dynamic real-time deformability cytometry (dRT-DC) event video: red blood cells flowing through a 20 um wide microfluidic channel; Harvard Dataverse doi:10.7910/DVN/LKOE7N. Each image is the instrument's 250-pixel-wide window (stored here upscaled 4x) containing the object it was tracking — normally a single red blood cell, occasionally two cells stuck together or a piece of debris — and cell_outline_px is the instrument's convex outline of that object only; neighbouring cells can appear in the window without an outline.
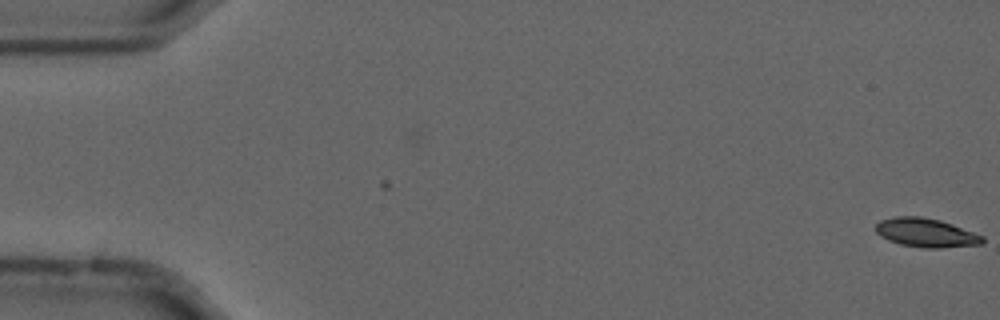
{"species": "common noctule bat (a hibernating species)", "species_latin": "Nyctalus noctula", "temperature_condition": "cold", "stored_images_in_passage": 57, "camera_frame_rate_fps": 3000, "um_per_image_px": 0.085, "animal": {"sex": "male", "forearm_length_mm": 52.5}, "frame": {"image": 1, "passage_image": 1, "time_ms": 0.0, "image_size_px": [1000, 320], "cell_outline_px": [[984, 244], [940, 248], [924, 248], [900, 244], [888, 240], [880, 236], [876, 232], [876, 224], [880, 220], [896, 216], [920, 216], [940, 220], [952, 224], [984, 236]], "centroid_in_image_um": [78.71, 19.78], "position_along_channel_um": 6.3, "area_um2": 18.03}}
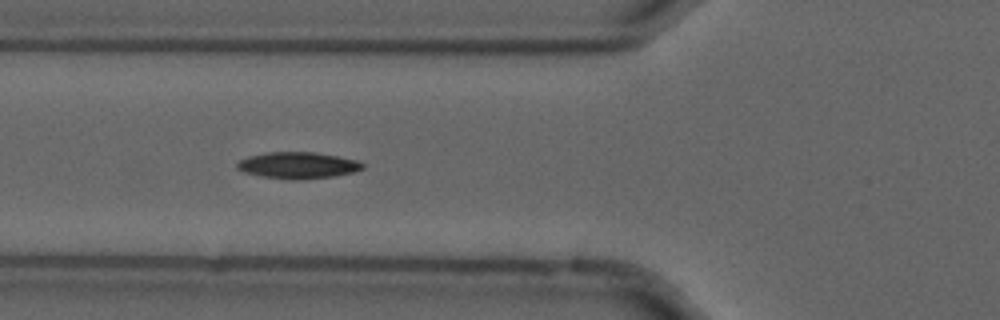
{"frame": {"image": 2, "passage_image": 21, "time_ms": 6.667, "image_size_px": [1000, 320], "cell_outline_px": [[364, 168], [352, 172], [336, 176], [300, 180], [292, 180], [260, 176], [244, 172], [236, 168], [236, 164], [240, 160], [248, 156], [268, 152], [312, 152], [336, 156], [356, 160], [364, 164]], "centroid_in_image_um": [25.29, 14.06], "position_along_channel_um": 100.5, "area_um2": 19.36}}
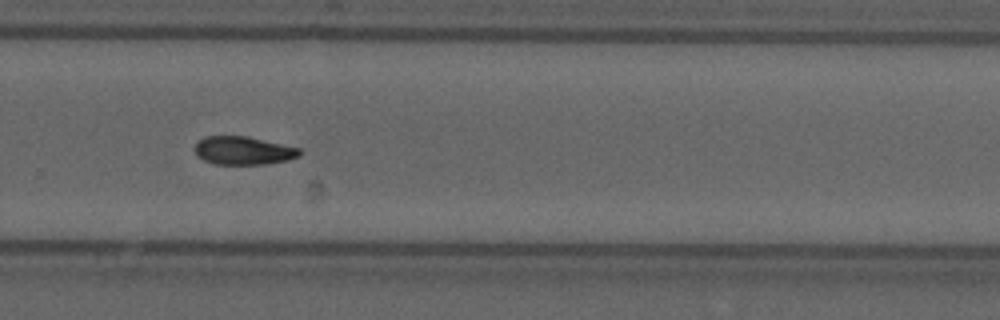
{"frame": {"image": 3, "passage_image": 38, "time_ms": 12.333, "image_size_px": [1000, 320], "cell_outline_px": [[304, 152], [300, 156], [288, 160], [264, 164], [212, 164], [196, 156], [196, 144], [204, 136], [248, 136], [300, 148]], "centroid_in_image_um": [20.72, 12.8], "position_along_channel_um": 309.1, "area_um2": 17.34}, "authors_computed_cell_mechanics": {"area_um2": 17.9758, "velocity_mm_per_s": 3.6854, "shape_relaxation_time_tau1_ms": 8.4212, "shape_relaxation_time_tau2_ms": 9.7804, "deformation_change_tau1": 0.1836, "deformation_change_tau2": 0.1576}}